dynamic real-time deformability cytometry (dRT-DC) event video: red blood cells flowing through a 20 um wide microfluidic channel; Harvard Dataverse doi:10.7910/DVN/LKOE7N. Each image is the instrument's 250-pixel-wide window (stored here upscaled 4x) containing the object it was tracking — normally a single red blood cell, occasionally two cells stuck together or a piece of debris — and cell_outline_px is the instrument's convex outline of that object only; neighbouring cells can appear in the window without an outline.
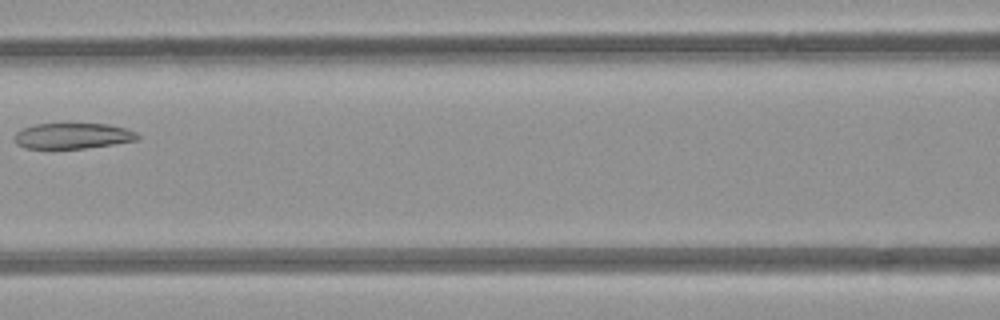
{"species": "common noctule bat (a hibernating species)", "species_latin": "Nyctalus noctula", "temperature_condition": "room temperature", "stored_images_in_passage": 7, "camera_frame_rate_fps": 3000, "um_per_image_px": 0.085, "animal": {"sex": "female", "body_mass_g": 21.9}, "frame": {"image": 1, "passage_image": 5, "time_ms": 4.667, "image_size_px": [1000, 320], "cell_outline_px": [[140, 140], [84, 148], [24, 148], [16, 144], [16, 132], [24, 128], [36, 124], [108, 124], [124, 128], [136, 132], [140, 136]], "centroid_in_image_um": [6.22, 11.55], "position_along_channel_um": 160.4, "area_um2": 18.21}}
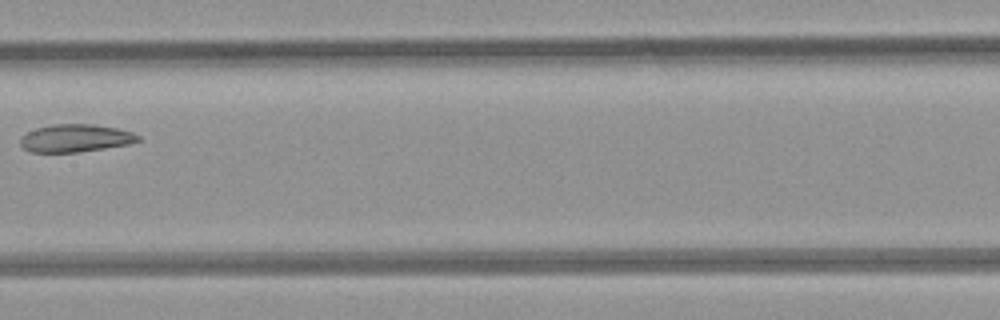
{"frame": {"image": 2, "passage_image": 6, "time_ms": 5.667, "image_size_px": [1000, 320], "cell_outline_px": [[140, 140], [128, 144], [104, 148], [76, 152], [28, 152], [20, 144], [20, 136], [36, 128], [56, 124], [92, 124], [116, 128], [132, 132], [140, 136]], "centroid_in_image_um": [6.39, 11.74], "position_along_channel_um": 201.0, "area_um2": 18.9}}
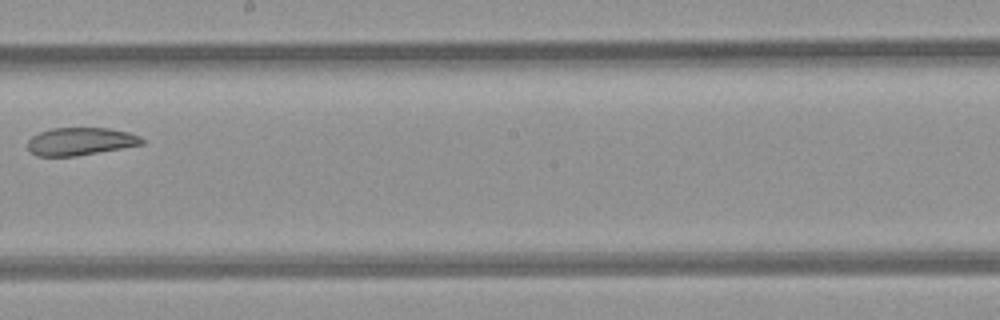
{"frame": {"image": 3, "passage_image": 7, "time_ms": 6.667, "image_size_px": [1000, 320], "cell_outline_px": [[144, 144], [76, 156], [36, 156], [28, 148], [28, 140], [32, 136], [40, 132], [52, 128], [108, 128], [128, 132], [140, 136], [144, 140]], "centroid_in_image_um": [6.84, 12.02], "position_along_channel_um": 241.4, "area_um2": 18.38}}